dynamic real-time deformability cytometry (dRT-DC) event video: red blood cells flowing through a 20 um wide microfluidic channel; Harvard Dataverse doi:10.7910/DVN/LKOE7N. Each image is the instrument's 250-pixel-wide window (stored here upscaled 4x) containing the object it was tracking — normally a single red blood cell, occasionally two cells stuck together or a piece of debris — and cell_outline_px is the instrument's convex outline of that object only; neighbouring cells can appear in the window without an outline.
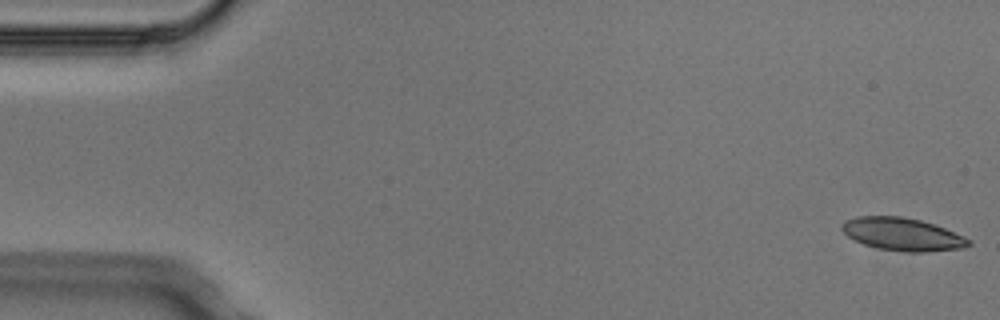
{"species": "Egyptian fruit bat (a non-hibernating species)", "species_latin": "Rousettus aegyptiacus", "temperature_condition": "cold", "stored_images_in_passage": 5, "camera_frame_rate_fps": 3000, "um_per_image_px": 0.085, "animal": {"sex": "male"}, "frame": {"image": 1, "passage_image": 1, "time_ms": 0.0, "image_size_px": [1000, 320], "cell_outline_px": [[972, 244], [964, 248], [924, 252], [908, 252], [876, 248], [864, 244], [848, 236], [840, 228], [840, 224], [844, 220], [856, 216], [900, 216], [920, 220], [944, 228], [964, 236], [972, 240]], "centroid_in_image_um": [76.7, 19.91], "position_along_channel_um": 8.3, "area_um2": 24.28}}
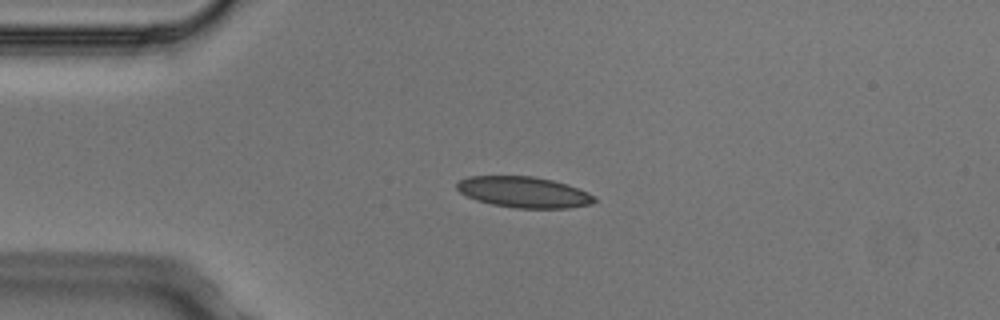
{"frame": {"image": 2, "passage_image": 4, "time_ms": 1.0, "image_size_px": [1000, 320], "cell_outline_px": [[596, 200], [592, 204], [568, 208], [516, 208], [492, 204], [476, 200], [460, 192], [456, 188], [456, 184], [460, 180], [468, 176], [532, 176], [552, 180], [588, 192], [596, 196]], "centroid_in_image_um": [44.52, 16.33], "position_along_channel_um": 40.5, "area_um2": 24.68}}